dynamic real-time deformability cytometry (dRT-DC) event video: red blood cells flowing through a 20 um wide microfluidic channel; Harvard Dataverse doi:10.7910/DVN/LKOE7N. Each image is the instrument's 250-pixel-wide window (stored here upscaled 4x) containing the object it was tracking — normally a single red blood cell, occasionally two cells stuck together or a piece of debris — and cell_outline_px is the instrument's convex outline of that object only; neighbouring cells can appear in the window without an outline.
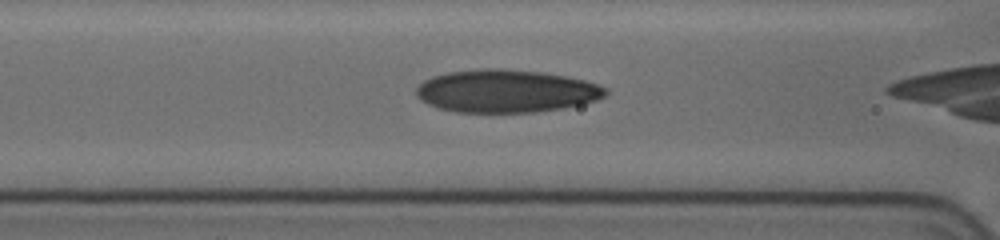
{"species": "human", "species_latin": "Homo sapiens", "temperature_condition": "cold", "stored_images_in_passage": 33, "camera_frame_rate_fps": 3000, "um_per_image_px": 0.085, "donor": {"sex": "female"}, "frame": {"image": 1, "passage_image": 30, "time_ms": 5.667, "image_size_px": [1000, 240], "cell_outline_px": [[608, 92], [604, 96], [596, 100], [580, 104], [560, 108], [536, 112], [456, 112], [440, 108], [428, 104], [420, 100], [416, 96], [416, 88], [424, 80], [432, 76], [444, 72], [484, 68], [500, 68], [540, 72], [564, 76], [584, 80], [596, 84], [604, 88]], "centroid_in_image_um": [42.96, 7.73], "position_along_channel_um": 123.6, "area_um2": 47.05}}